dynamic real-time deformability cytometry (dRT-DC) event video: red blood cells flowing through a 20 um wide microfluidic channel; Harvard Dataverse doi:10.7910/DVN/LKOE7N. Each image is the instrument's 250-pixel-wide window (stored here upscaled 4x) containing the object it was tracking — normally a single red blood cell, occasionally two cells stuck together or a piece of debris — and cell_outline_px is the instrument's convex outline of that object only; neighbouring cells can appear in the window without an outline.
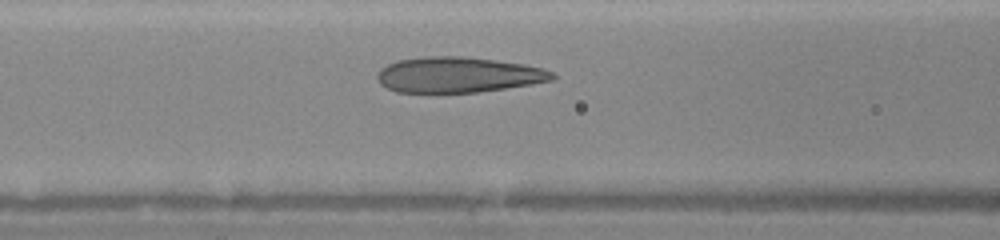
{"species": "human", "species_latin": "Homo sapiens", "temperature_condition": "warm", "stored_images_in_passage": 27, "camera_frame_rate_fps": 3000, "um_per_image_px": 0.085, "donor": {"sex": "female"}, "frame": {"image": 1, "passage_image": 8, "time_ms": 2.333, "image_size_px": [1000, 240], "cell_outline_px": [[556, 76], [552, 80], [504, 88], [476, 92], [396, 92], [380, 84], [376, 76], [380, 68], [396, 60], [420, 56], [464, 56], [496, 60], [524, 64], [544, 68], [556, 72]], "centroid_in_image_um": [38.93, 6.34], "position_along_channel_um": 127.7, "area_um2": 36.36}}
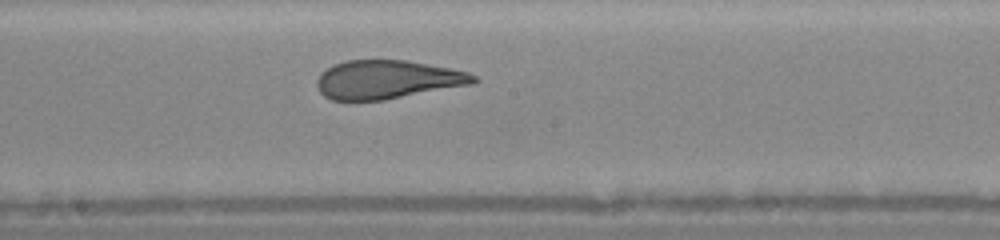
{"frame": {"image": 2, "passage_image": 14, "time_ms": 4.333, "image_size_px": [1000, 240], "cell_outline_px": [[480, 80], [472, 84], [384, 100], [332, 100], [324, 96], [320, 92], [316, 84], [316, 80], [320, 72], [332, 64], [344, 60], [404, 60], [452, 68], [468, 72], [476, 76]], "centroid_in_image_um": [32.9, 6.75], "position_along_channel_um": 215.3, "area_um2": 35.43}}
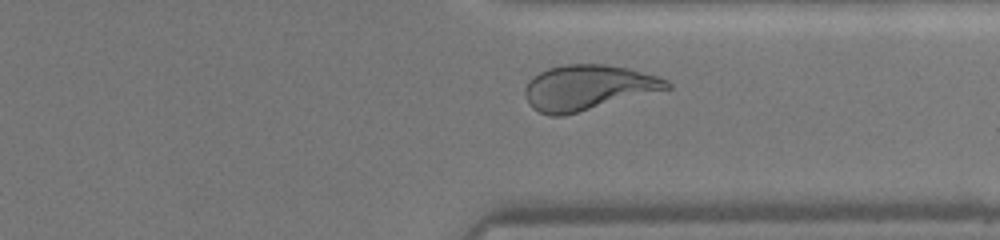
{"frame": {"image": 3, "passage_image": 24, "time_ms": 7.667, "image_size_px": [1000, 240], "cell_outline_px": [[672, 88], [564, 116], [552, 116], [540, 112], [532, 108], [528, 104], [524, 92], [528, 84], [540, 72], [548, 68], [564, 64], [604, 64], [628, 68], [660, 76], [668, 80], [672, 84]], "centroid_in_image_um": [50.02, 7.44], "position_along_channel_um": 361.4, "area_um2": 37.34}}